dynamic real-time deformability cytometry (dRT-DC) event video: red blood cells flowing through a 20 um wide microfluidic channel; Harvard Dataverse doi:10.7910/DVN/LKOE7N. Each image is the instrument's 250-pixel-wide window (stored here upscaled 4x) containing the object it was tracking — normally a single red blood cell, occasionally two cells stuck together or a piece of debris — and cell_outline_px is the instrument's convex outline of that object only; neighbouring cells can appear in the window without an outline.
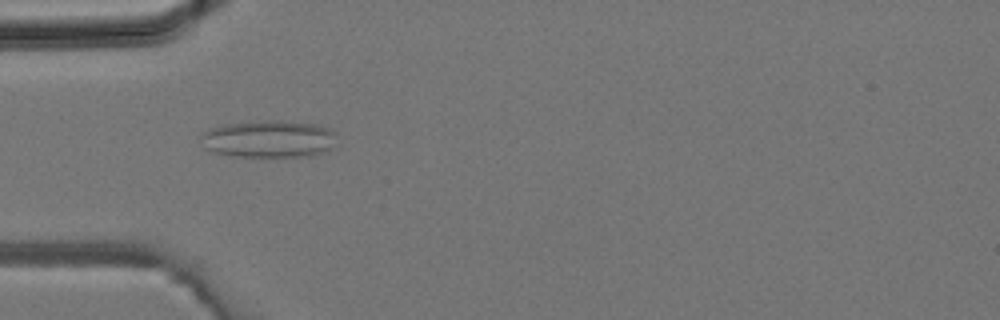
{"species": "common noctule bat (a hibernating species)", "species_latin": "Nyctalus noctula", "temperature_condition": "room temperature", "stored_images_in_passage": 3, "camera_frame_rate_fps": 3000, "um_per_image_px": 0.085, "animal": {"sex": "male", "body_mass_g": 19.2, "forearm_length_mm": 51.8}, "frame": {"image": 1, "passage_image": 3, "time_ms": 0.667, "image_size_px": [1000, 320], "cell_outline_px": [[336, 132], [332, 148], [324, 152], [312, 156], [232, 156], [212, 152], [204, 148], [200, 136], [208, 128], [224, 124], [264, 120], [280, 120], [312, 124], [328, 128]], "centroid_in_image_um": [22.81, 11.81], "position_along_channel_um": 62.2, "area_um2": 29.65}}